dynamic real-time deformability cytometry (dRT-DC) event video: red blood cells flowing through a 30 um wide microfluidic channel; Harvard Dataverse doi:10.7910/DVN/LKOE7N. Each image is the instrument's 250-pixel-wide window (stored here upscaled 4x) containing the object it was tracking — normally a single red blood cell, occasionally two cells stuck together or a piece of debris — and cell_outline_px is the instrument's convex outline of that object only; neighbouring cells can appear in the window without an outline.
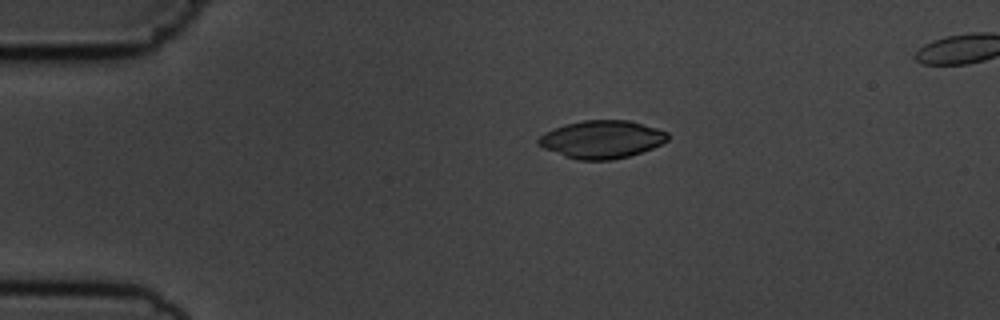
{"species": "common noctule bat (a hibernating species)", "species_latin": "Nyctalus noctula", "temperature_condition": "cold", "stored_images_in_passage": 3, "camera_frame_rate_fps": 3000, "um_per_image_px": 0.085, "animal": {"sex": "male", "body_mass_g": 19.5, "forearm_length_mm": 54.6}, "frame": {"image": 1, "passage_image": 1, "time_ms": 0.0, "image_size_px": [1000, 320], "cell_outline_px": [[668, 140], [652, 148], [628, 156], [612, 160], [576, 160], [564, 156], [544, 148], [536, 144], [536, 140], [544, 132], [564, 124], [584, 120], [628, 120], [656, 128], [668, 132]], "centroid_in_image_um": [51.11, 11.85], "position_along_channel_um": 33.9, "area_um2": 28.5}}
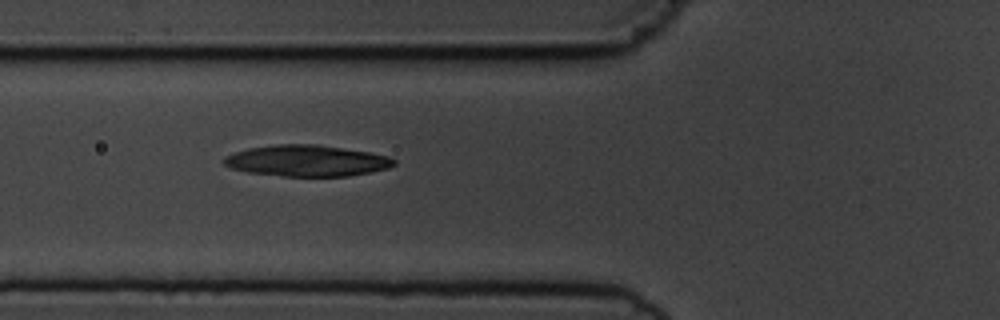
{"frame": {"image": 2, "passage_image": 3, "time_ms": 3.0, "image_size_px": [1000, 320], "cell_outline_px": [[396, 164], [388, 168], [348, 176], [284, 176], [248, 172], [232, 168], [224, 164], [224, 156], [248, 148], [276, 144], [316, 144], [368, 152], [388, 156], [396, 160]], "centroid_in_image_um": [26.07, 13.66], "position_along_channel_um": 99.7, "area_um2": 30.69}}